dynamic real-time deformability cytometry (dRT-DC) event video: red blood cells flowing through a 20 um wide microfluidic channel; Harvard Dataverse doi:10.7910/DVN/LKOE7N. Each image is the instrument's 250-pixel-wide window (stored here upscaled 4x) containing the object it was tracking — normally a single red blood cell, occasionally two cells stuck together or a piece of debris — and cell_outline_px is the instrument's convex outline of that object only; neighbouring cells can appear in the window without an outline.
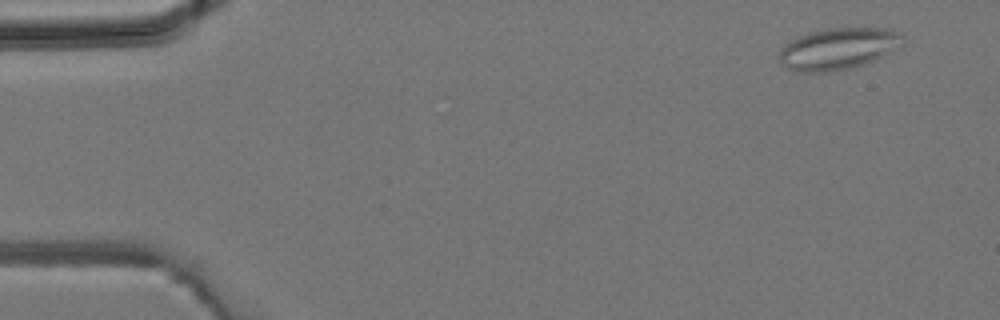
{"species": "common noctule bat (a hibernating species)", "species_latin": "Nyctalus noctula", "temperature_condition": "room temperature", "stored_images_in_passage": 42, "camera_frame_rate_fps": 3000, "um_per_image_px": 0.085, "animal": {"sex": "male", "body_mass_g": 19.2, "forearm_length_mm": 51.8}, "frame": {"image": 1, "passage_image": 3, "time_ms": 0.667, "image_size_px": [1000, 320], "cell_outline_px": [[904, 36], [888, 52], [872, 60], [848, 68], [824, 72], [796, 72], [788, 68], [780, 60], [780, 52], [792, 40], [808, 32], [828, 28], [892, 28], [900, 32]], "centroid_in_image_um": [71.21, 4.12], "position_along_channel_um": 13.8, "area_um2": 28.96}}
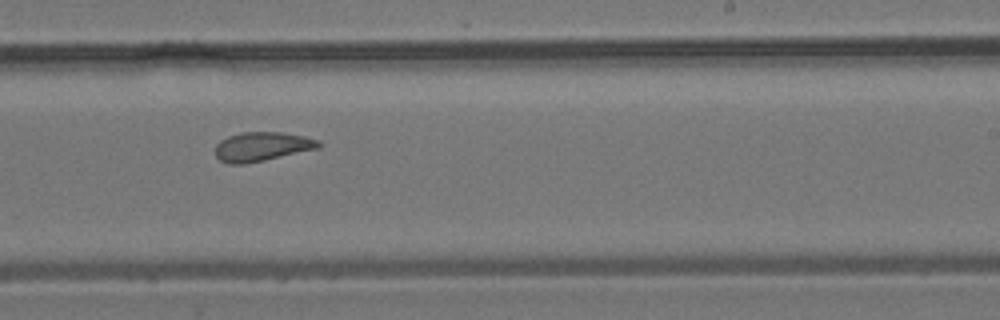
{"frame": {"image": 2, "passage_image": 27, "time_ms": 8.667, "image_size_px": [1000, 320], "cell_outline_px": [[324, 144], [320, 148], [264, 160], [244, 164], [228, 164], [220, 160], [216, 156], [216, 144], [220, 140], [228, 136], [240, 132], [280, 132], [304, 136], [320, 140]], "centroid_in_image_um": [22.29, 12.45], "position_along_channel_um": 266.7, "area_um2": 17.69}}
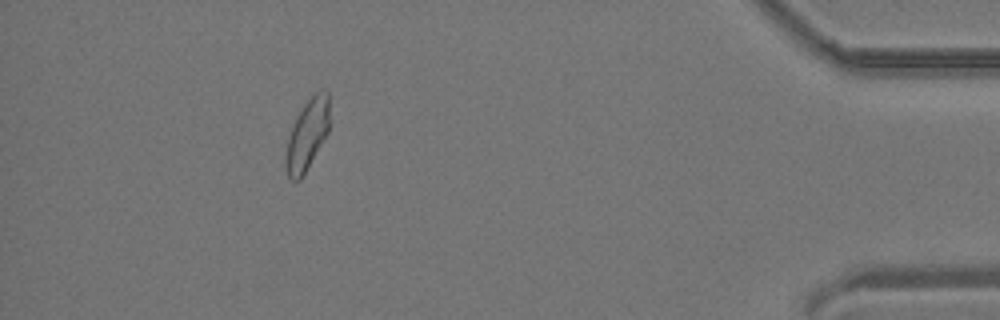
{"frame": {"image": 3, "passage_image": 40, "time_ms": 13.0, "image_size_px": [1000, 320], "cell_outline_px": [[328, 132], [300, 180], [288, 180], [284, 164], [284, 160], [288, 136], [292, 124], [296, 116], [304, 104], [320, 88], [328, 92]], "centroid_in_image_um": [26.07, 11.47], "position_along_channel_um": 409.1, "area_um2": 17.98}}